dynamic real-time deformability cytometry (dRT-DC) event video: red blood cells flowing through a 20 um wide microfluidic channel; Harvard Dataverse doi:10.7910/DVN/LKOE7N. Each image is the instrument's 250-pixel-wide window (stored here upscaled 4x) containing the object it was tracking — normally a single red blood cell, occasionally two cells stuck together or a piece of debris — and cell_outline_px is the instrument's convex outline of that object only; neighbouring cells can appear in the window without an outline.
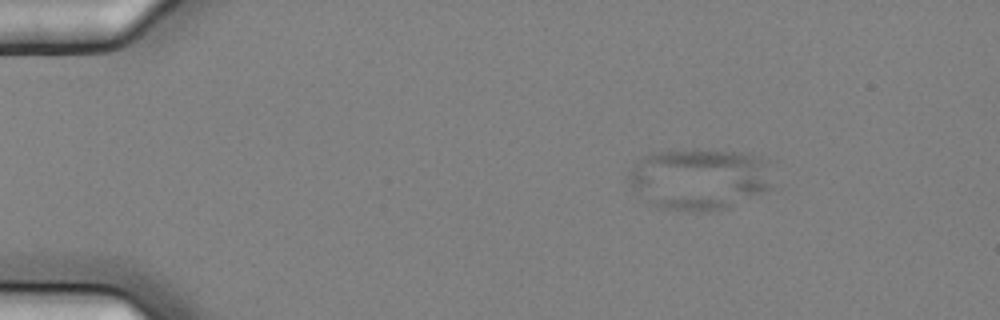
{"species": "common noctule bat (a hibernating species)", "species_latin": "Nyctalus noctula", "temperature_condition": "cold", "stored_images_in_passage": 6, "camera_frame_rate_fps": 3000, "um_per_image_px": 0.085, "animal": {"sex": "female", "body_mass_g": 25.1}, "frame": {"image": 1, "passage_image": 4, "time_ms": 1.0, "image_size_px": [1000, 320], "cell_outline_px": [[772, 188], [728, 208], [708, 212], [692, 212], [660, 208], [632, 184], [628, 180], [628, 176], [632, 168], [640, 160], [656, 152], [740, 152], [760, 156], [768, 160]], "centroid_in_image_um": [59.56, 15.25], "position_along_channel_um": 25.4, "area_um2": 50.11}}